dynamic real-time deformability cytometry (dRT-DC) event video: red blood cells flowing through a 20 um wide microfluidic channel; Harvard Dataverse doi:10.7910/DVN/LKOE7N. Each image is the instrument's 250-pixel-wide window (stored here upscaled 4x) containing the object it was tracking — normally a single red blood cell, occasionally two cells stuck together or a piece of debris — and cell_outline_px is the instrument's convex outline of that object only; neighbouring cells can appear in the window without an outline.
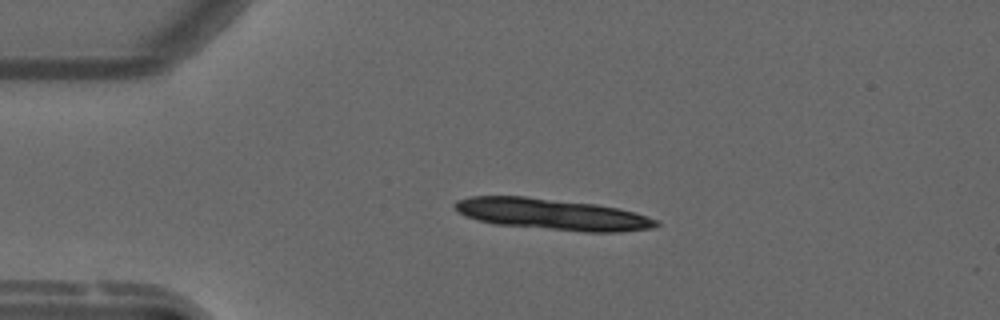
{"species": "common noctule bat (a hibernating species)", "species_latin": "Nyctalus noctula", "temperature_condition": "warm", "stored_images_in_passage": 44, "segment_of_instrument_passage": [1, 2], "camera_frame_rate_fps": 3000, "um_per_image_px": 0.085, "animal": {"sex": "male", "forearm_length_mm": 52.5}, "frame": {"image": 1, "passage_image": 1, "time_ms": 0.0, "image_size_px": [1000, 320], "cell_outline_px": [[652, 224], [640, 228], [568, 228], [488, 220], [472, 216], [464, 212], [456, 204], [468, 200], [484, 196], [512, 196], [580, 204], [608, 208], [628, 212], [640, 216], [648, 220]], "centroid_in_image_um": [46.73, 18.12], "position_along_channel_um": 38.3, "area_um2": 29.36}}